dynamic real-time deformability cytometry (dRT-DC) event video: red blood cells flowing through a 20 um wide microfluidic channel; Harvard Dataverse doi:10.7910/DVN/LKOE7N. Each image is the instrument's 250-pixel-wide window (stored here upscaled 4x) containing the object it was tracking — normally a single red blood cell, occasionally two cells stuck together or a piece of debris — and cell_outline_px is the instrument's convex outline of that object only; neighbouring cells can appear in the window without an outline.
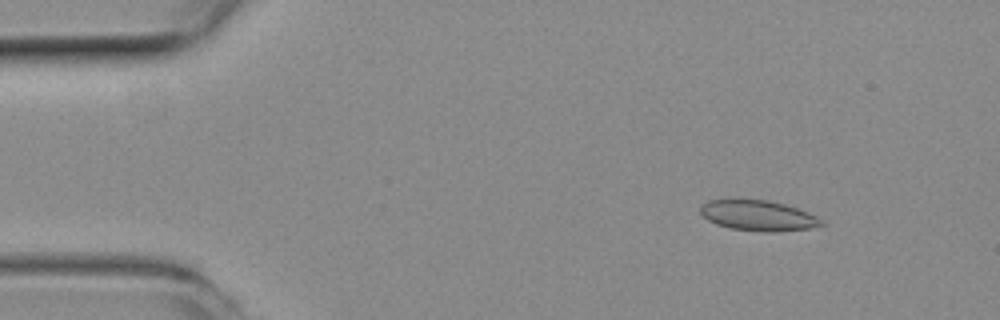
{"species": "common noctule bat (a hibernating species)", "species_latin": "Nyctalus noctula", "temperature_condition": "room temperature", "stored_images_in_passage": 51, "camera_frame_rate_fps": 3000, "um_per_image_px": 0.085, "animal": {"sex": "female", "body_mass_g": 19.3, "forearm_length_mm": 54.1}, "frame": {"image": 1, "passage_image": 6, "time_ms": 1.667, "image_size_px": [1000, 320], "cell_outline_px": [[824, 224], [812, 228], [772, 232], [764, 232], [728, 228], [716, 224], [708, 220], [700, 212], [700, 208], [708, 200], [740, 196], [768, 200], [784, 204], [808, 212], [816, 216]], "centroid_in_image_um": [64.37, 18.28], "position_along_channel_um": 20.6, "area_um2": 22.08}}
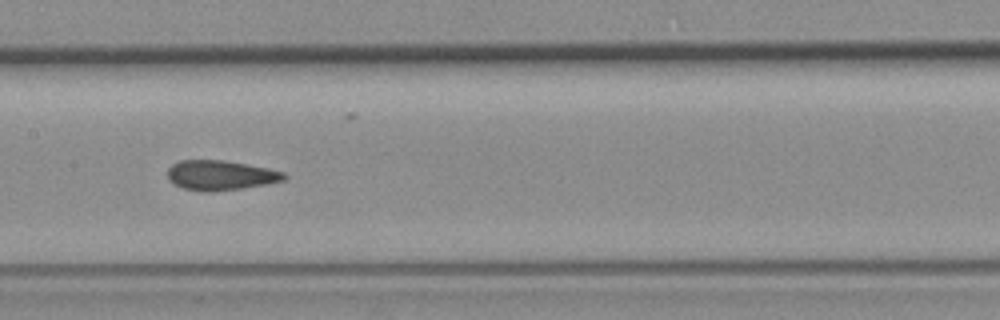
{"frame": {"image": 2, "passage_image": 25, "time_ms": 8.0, "image_size_px": [1000, 320], "cell_outline_px": [[288, 176], [284, 180], [268, 184], [244, 188], [212, 192], [200, 192], [184, 188], [168, 180], [168, 168], [172, 164], [180, 160], [224, 160], [268, 168], [284, 172]], "centroid_in_image_um": [18.76, 14.9], "position_along_channel_um": 188.6, "area_um2": 20.4}}
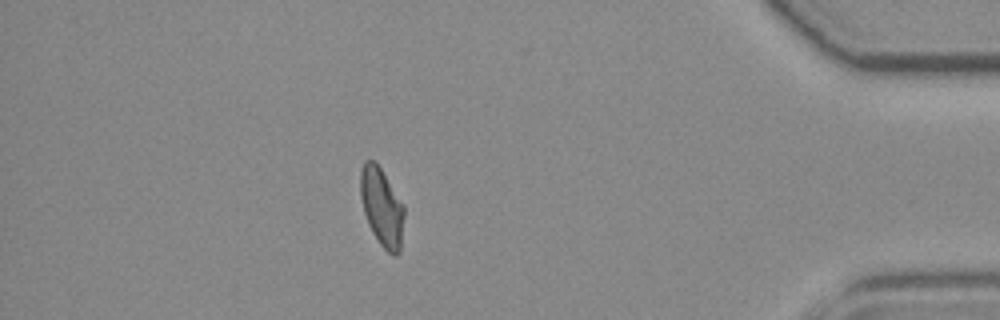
{"frame": {"image": 3, "passage_image": 45, "time_ms": 14.667, "image_size_px": [1000, 320], "cell_outline_px": [[404, 216], [400, 252], [396, 256], [392, 256], [380, 244], [372, 232], [368, 224], [364, 212], [360, 196], [360, 172], [364, 160], [376, 160], [404, 204]], "centroid_in_image_um": [32.46, 17.58], "position_along_channel_um": 402.7, "area_um2": 20.23}, "authors_computed_cell_mechanics": {"area_um2": 20.6924, "velocity_mm_per_s": 3.9364, "shape_relaxation_time_tau1_ms": null, "shape_relaxation_time_tau2_ms": 1.4207, "deformation_change_tau1": null, "deformation_change_tau2": 0.0472}}